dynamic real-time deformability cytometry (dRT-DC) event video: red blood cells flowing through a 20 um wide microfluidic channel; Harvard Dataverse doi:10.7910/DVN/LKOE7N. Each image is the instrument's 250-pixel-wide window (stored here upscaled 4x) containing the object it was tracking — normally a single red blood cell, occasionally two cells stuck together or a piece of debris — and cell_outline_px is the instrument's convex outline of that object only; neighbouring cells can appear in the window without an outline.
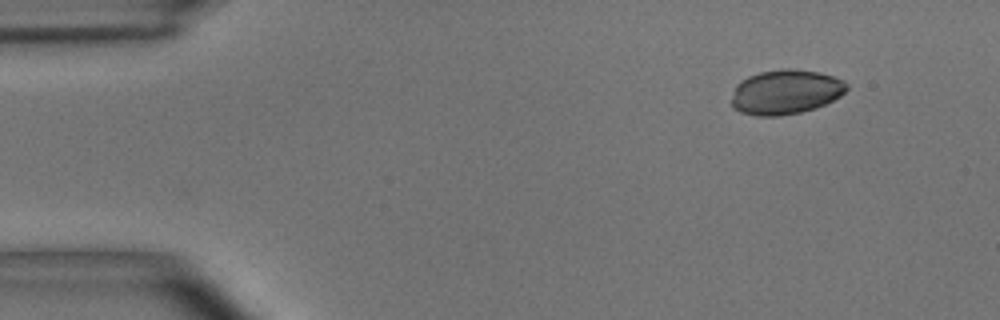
{"species": "common noctule bat (a hibernating species)", "species_latin": "Nyctalus noctula", "temperature_condition": "room temperature", "stored_images_in_passage": 9, "camera_frame_rate_fps": 3000, "um_per_image_px": 0.085, "animal": {"sex": "male", "body_mass_g": 15.6}, "frame": {"image": 1, "passage_image": 1, "time_ms": 0.0, "image_size_px": [1000, 320], "cell_outline_px": [[848, 88], [840, 96], [816, 108], [800, 112], [780, 116], [756, 116], [740, 112], [732, 104], [732, 96], [736, 84], [740, 80], [748, 76], [760, 72], [784, 68], [792, 68], [820, 72], [844, 80], [848, 84]], "centroid_in_image_um": [66.78, 7.81], "position_along_channel_um": 18.2, "area_um2": 30.06}}
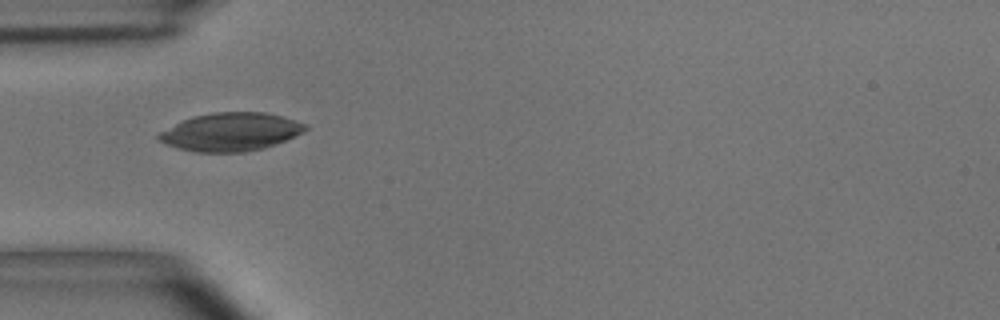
{"frame": {"image": 2, "passage_image": 4, "time_ms": 1.0, "image_size_px": [1000, 320], "cell_outline_px": [[308, 128], [284, 140], [264, 148], [244, 152], [196, 152], [180, 148], [168, 144], [160, 140], [156, 136], [160, 132], [192, 116], [212, 112], [264, 112], [296, 120], [308, 124]], "centroid_in_image_um": [19.62, 11.2], "position_along_channel_um": 65.4, "area_um2": 32.14}}